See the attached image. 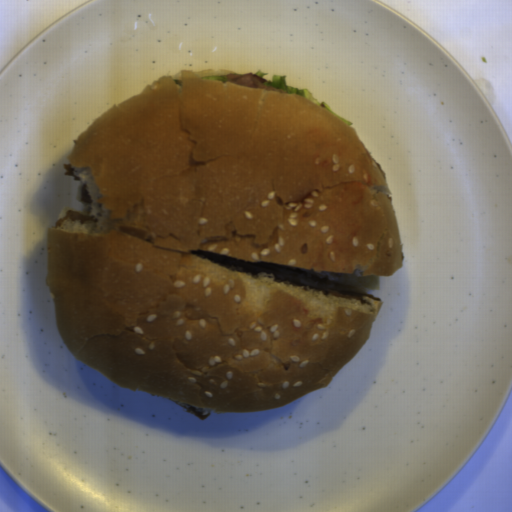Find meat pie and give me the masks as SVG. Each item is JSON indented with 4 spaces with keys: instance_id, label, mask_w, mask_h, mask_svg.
I'll list each match as a JSON object with an SVG mask.
<instances>
[{
    "instance_id": "meat-pie-1",
    "label": "meat pie",
    "mask_w": 512,
    "mask_h": 512,
    "mask_svg": "<svg viewBox=\"0 0 512 512\" xmlns=\"http://www.w3.org/2000/svg\"><path fill=\"white\" fill-rule=\"evenodd\" d=\"M226 77H227L228 81H225V83L233 82L235 84L250 87V88H260V89L270 90V91H274V92H278V93H286L285 89H279V88H274V87L265 85L264 83L266 81L264 79L257 77L250 73L249 74H235V75H229Z\"/></svg>"
},
{
    "instance_id": "meat-pie-2",
    "label": "meat pie",
    "mask_w": 512,
    "mask_h": 512,
    "mask_svg": "<svg viewBox=\"0 0 512 512\" xmlns=\"http://www.w3.org/2000/svg\"><path fill=\"white\" fill-rule=\"evenodd\" d=\"M287 281H289V280H287ZM289 282L294 284L298 288H311V289H314V290H317V291H321V292H323L326 295H336V296H340V297H343V298H346V299H359L361 303H366L365 299H363L365 296L369 297L372 300L382 301L378 297H375V296H372V295H369V294L353 293V292H348V291L339 290V289L321 288V287H317V286L301 284V283H298V282H295V281H289Z\"/></svg>"
},
{
    "instance_id": "meat-pie-3",
    "label": "meat pie",
    "mask_w": 512,
    "mask_h": 512,
    "mask_svg": "<svg viewBox=\"0 0 512 512\" xmlns=\"http://www.w3.org/2000/svg\"><path fill=\"white\" fill-rule=\"evenodd\" d=\"M66 220L78 221L82 224H89L96 222V217L89 214H81L74 210L67 211L62 217L58 218L55 222L56 229Z\"/></svg>"
},
{
    "instance_id": "meat-pie-4",
    "label": "meat pie",
    "mask_w": 512,
    "mask_h": 512,
    "mask_svg": "<svg viewBox=\"0 0 512 512\" xmlns=\"http://www.w3.org/2000/svg\"><path fill=\"white\" fill-rule=\"evenodd\" d=\"M172 402H174L175 404H177L180 407H182L183 409H185L188 413H193L198 420L199 419H206L207 417L210 416L209 411L207 413H200V412L192 409L191 407H189V406H187L185 404H182V403H179V402H176V401H172Z\"/></svg>"
},
{
    "instance_id": "meat-pie-5",
    "label": "meat pie",
    "mask_w": 512,
    "mask_h": 512,
    "mask_svg": "<svg viewBox=\"0 0 512 512\" xmlns=\"http://www.w3.org/2000/svg\"><path fill=\"white\" fill-rule=\"evenodd\" d=\"M80 201H83L85 203H92L93 204L92 198H91V196L87 192L86 184L85 185H81V188H80Z\"/></svg>"
},
{
    "instance_id": "meat-pie-6",
    "label": "meat pie",
    "mask_w": 512,
    "mask_h": 512,
    "mask_svg": "<svg viewBox=\"0 0 512 512\" xmlns=\"http://www.w3.org/2000/svg\"><path fill=\"white\" fill-rule=\"evenodd\" d=\"M63 169L65 171L64 175L73 177L74 181H79V175L75 173L76 170L69 164H63Z\"/></svg>"
}]
</instances>
